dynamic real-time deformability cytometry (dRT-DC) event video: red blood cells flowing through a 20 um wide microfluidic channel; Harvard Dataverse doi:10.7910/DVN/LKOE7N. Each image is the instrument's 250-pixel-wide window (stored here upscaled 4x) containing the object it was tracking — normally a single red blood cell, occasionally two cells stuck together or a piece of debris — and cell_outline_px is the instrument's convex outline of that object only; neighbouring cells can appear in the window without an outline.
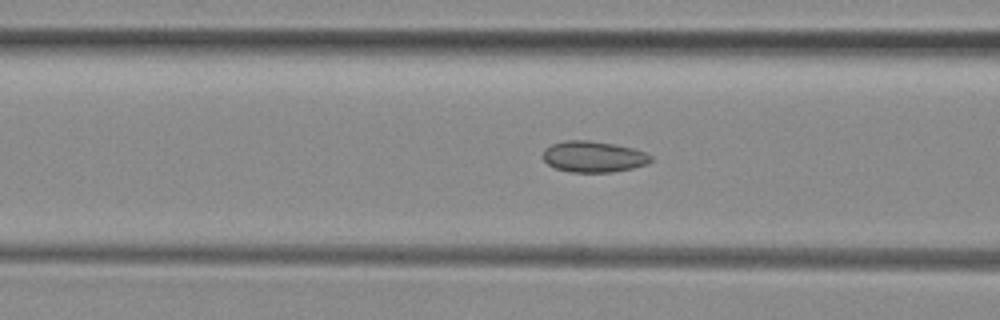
{"species": "common noctule bat (a hibernating species)", "species_latin": "Nyctalus noctula", "temperature_condition": "room temperature", "stored_images_in_passage": 8, "camera_frame_rate_fps": 3000, "um_per_image_px": 0.085, "animal": {"sex": "female", "body_mass_g": 29.2, "forearm_length_mm": 56.3}, "frame": {"image": 1, "passage_image": 6, "time_ms": 1.667, "image_size_px": [1000, 320], "cell_outline_px": [[652, 160], [648, 164], [632, 168], [612, 172], [572, 172], [556, 168], [548, 164], [544, 160], [544, 148], [552, 144], [564, 140], [588, 140], [616, 144], [632, 148], [644, 152], [652, 156]], "centroid_in_image_um": [50.46, 13.31], "position_along_channel_um": 116.1, "area_um2": 19.54}}